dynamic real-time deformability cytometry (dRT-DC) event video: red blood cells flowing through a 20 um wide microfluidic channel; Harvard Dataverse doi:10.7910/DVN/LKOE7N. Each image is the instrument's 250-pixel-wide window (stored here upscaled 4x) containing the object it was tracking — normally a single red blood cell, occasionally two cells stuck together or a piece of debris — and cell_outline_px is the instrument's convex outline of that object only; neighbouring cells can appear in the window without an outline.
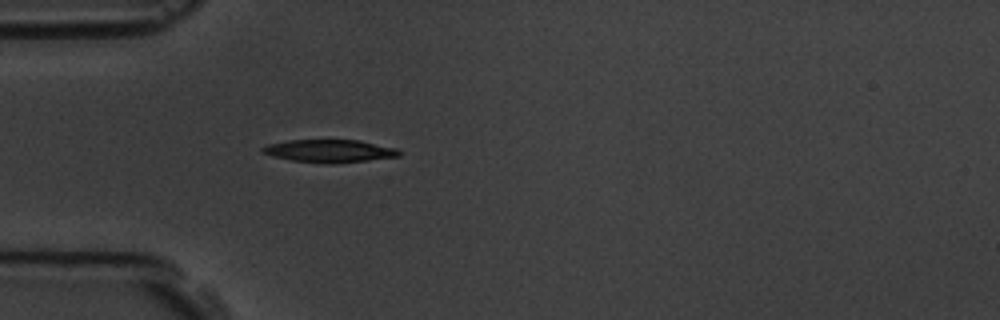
{"species": "common noctule bat (a hibernating species)", "species_latin": "Nyctalus noctula", "temperature_condition": "room temperature", "stored_images_in_passage": 1, "camera_frame_rate_fps": 3000, "um_per_image_px": 0.085, "animal": {"sex": "male", "body_mass_g": 19.5, "forearm_length_mm": 54.6}, "frame": {"image": 1, "passage_image": 1, "time_ms": 0.0, "image_size_px": [1000, 320], "cell_outline_px": [[404, 152], [400, 156], [368, 160], [332, 164], [328, 164], [292, 160], [272, 156], [260, 152], [260, 148], [268, 144], [288, 140], [360, 140], [396, 148]], "centroid_in_image_um": [28.01, 12.83], "position_along_channel_um": 57.0, "area_um2": 18.26}}